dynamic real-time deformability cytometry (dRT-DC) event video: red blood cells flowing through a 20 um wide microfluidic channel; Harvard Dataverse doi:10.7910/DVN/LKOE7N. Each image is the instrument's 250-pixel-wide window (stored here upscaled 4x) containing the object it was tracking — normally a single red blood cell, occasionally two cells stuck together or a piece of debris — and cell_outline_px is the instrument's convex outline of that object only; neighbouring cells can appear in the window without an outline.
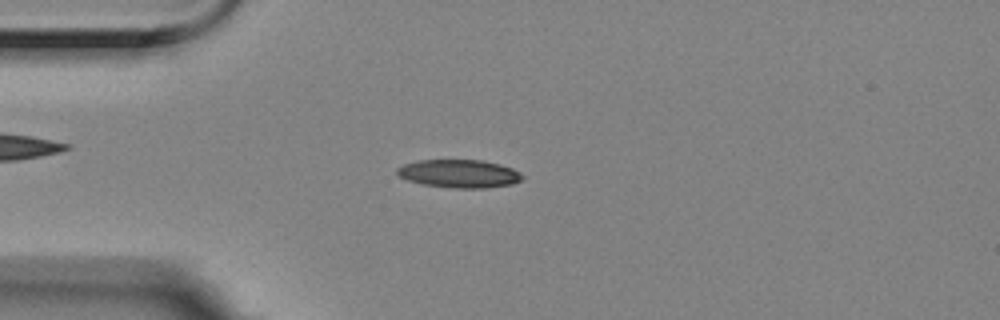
{"species": "Egyptian fruit bat (a non-hibernating species)", "species_latin": "Rousettus aegyptiacus", "temperature_condition": "room temperature", "stored_images_in_passage": 40, "camera_frame_rate_fps": 3000, "um_per_image_px": 0.085, "animal": {"sex": "female"}, "frame": {"image": 1, "passage_image": 1, "time_ms": 0.0, "image_size_px": [1000, 320], "cell_outline_px": [[524, 176], [520, 180], [512, 184], [484, 188], [448, 188], [420, 184], [408, 180], [400, 176], [396, 172], [396, 168], [404, 164], [416, 160], [484, 160], [500, 164], [512, 168], [520, 172]], "centroid_in_image_um": [39.02, 14.76], "position_along_channel_um": 46.0, "area_um2": 20.69}}
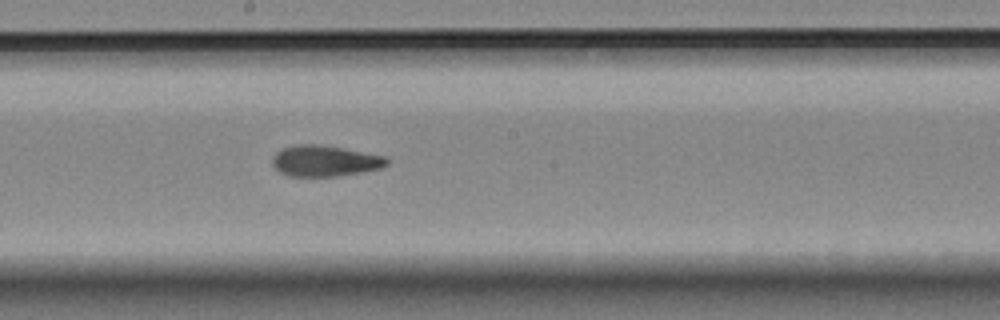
{"frame": {"image": 2, "passage_image": 17, "time_ms": 5.333, "image_size_px": [1000, 320], "cell_outline_px": [[388, 164], [384, 168], [364, 172], [336, 176], [288, 176], [280, 172], [272, 164], [272, 156], [276, 152], [284, 148], [296, 144], [316, 144], [340, 148], [384, 156], [388, 160]], "centroid_in_image_um": [27.61, 13.69], "position_along_channel_um": 220.6, "area_um2": 20.58}}
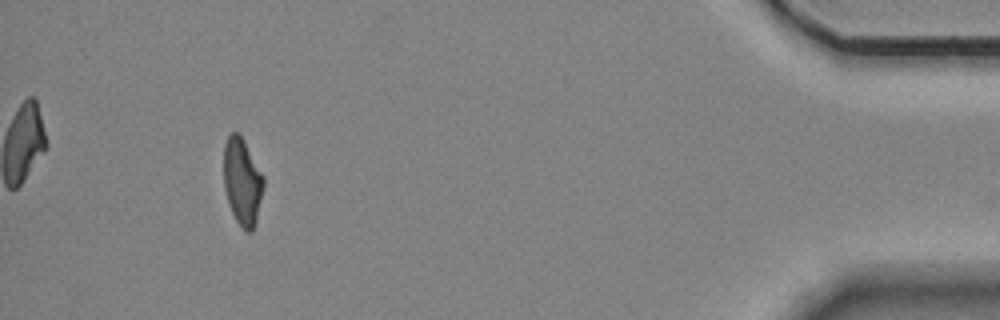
{"frame": {"image": 3, "passage_image": 39, "time_ms": 12.667, "image_size_px": [1000, 320], "cell_outline_px": [[264, 188], [256, 220], [252, 232], [248, 232], [236, 220], [232, 212], [224, 188], [224, 144], [228, 136], [232, 132], [236, 132], [244, 140], [264, 176]], "centroid_in_image_um": [20.6, 15.41], "position_along_channel_um": 414.6, "area_um2": 20.0}}